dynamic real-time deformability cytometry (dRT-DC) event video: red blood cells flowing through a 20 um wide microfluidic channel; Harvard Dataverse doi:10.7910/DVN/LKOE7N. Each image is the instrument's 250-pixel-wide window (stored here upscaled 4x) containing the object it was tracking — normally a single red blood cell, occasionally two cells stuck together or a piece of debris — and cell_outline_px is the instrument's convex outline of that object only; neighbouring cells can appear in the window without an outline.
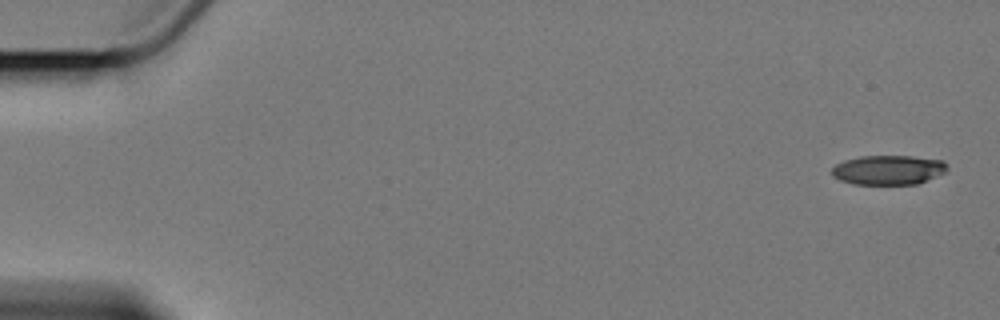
{"species": "Egyptian fruit bat (a non-hibernating species)", "species_latin": "Rousettus aegyptiacus", "temperature_condition": "cold", "stored_images_in_passage": 7, "camera_frame_rate_fps": 3000, "um_per_image_px": 0.085, "animal": {"sex": "female"}, "frame": {"image": 1, "passage_image": 1, "time_ms": 0.0, "image_size_px": [1000, 320], "cell_outline_px": [[948, 172], [916, 184], [852, 184], [840, 180], [832, 176], [832, 168], [836, 164], [844, 160], [860, 156], [912, 156], [944, 160], [948, 164]], "centroid_in_image_um": [75.54, 14.44], "position_along_channel_um": 9.5, "area_um2": 20.06}}
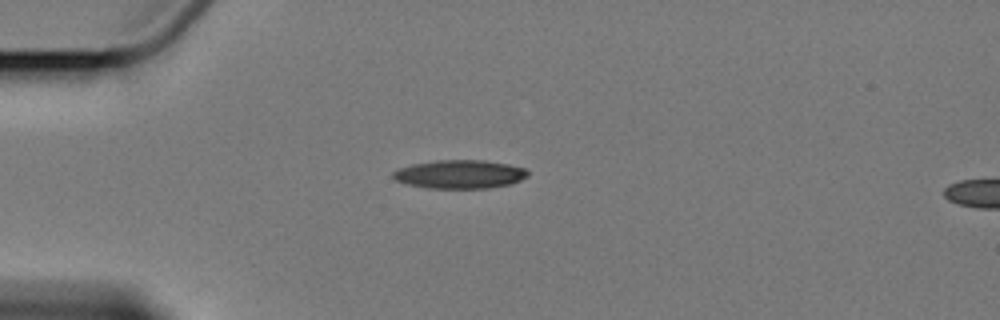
{"frame": {"image": 2, "passage_image": 5, "time_ms": 4.667, "image_size_px": [1000, 320], "cell_outline_px": [[528, 176], [512, 184], [488, 188], [428, 188], [404, 184], [396, 180], [392, 176], [392, 172], [400, 168], [412, 164], [440, 160], [484, 160], [508, 164], [528, 168]], "centroid_in_image_um": [39.1, 14.81], "position_along_channel_um": 45.9, "area_um2": 22.54}}
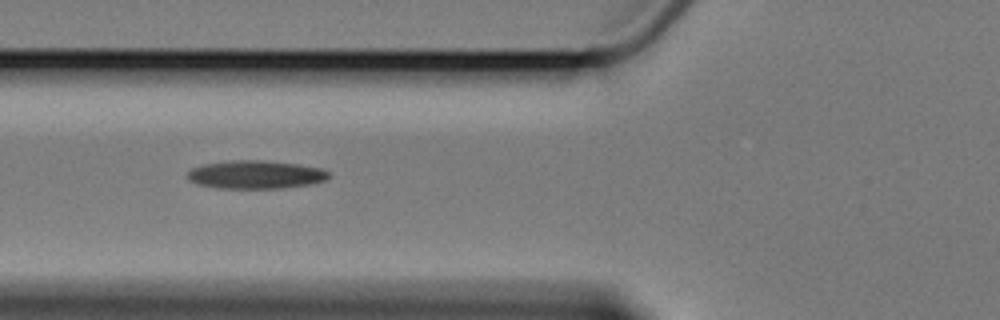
{"frame": {"image": 3, "passage_image": 7, "time_ms": 7.0, "image_size_px": [1000, 320], "cell_outline_px": [[332, 176], [324, 180], [312, 184], [280, 188], [216, 188], [196, 184], [188, 180], [188, 172], [192, 168], [204, 164], [232, 160], [260, 160], [296, 164], [320, 168], [328, 172]], "centroid_in_image_um": [21.71, 14.85], "position_along_channel_um": 104.1, "area_um2": 23.18}}